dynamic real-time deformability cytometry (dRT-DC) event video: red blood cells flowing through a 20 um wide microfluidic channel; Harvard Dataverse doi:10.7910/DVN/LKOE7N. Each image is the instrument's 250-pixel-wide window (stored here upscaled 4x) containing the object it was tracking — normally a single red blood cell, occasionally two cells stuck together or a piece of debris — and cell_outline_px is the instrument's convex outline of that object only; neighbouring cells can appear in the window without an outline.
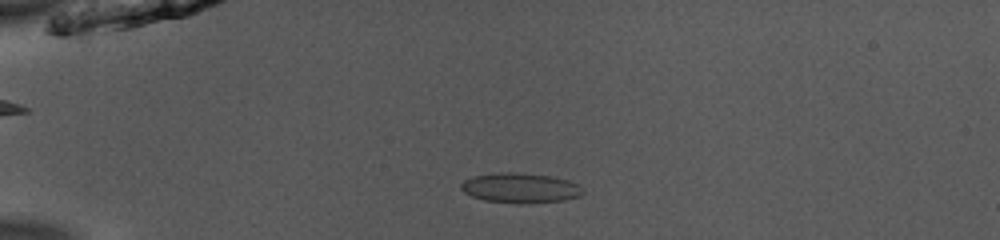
{"species": "common noctule bat (a hibernating species)", "species_latin": "Nyctalus noctula", "temperature_condition": "room temperature", "stored_images_in_passage": 51, "camera_frame_rate_fps": 3000, "um_per_image_px": 0.085, "animal": {"sex": "male", "body_mass_g": 13.0, "forearm_length_mm": 53.1}, "frame": {"image": 1, "passage_image": 13, "time_ms": 4.0, "image_size_px": [1000, 240], "cell_outline_px": [[584, 192], [580, 196], [564, 200], [520, 204], [516, 204], [484, 200], [472, 196], [464, 192], [460, 188], [460, 184], [464, 180], [472, 176], [500, 172], [516, 172], [552, 176], [568, 180], [580, 184]], "centroid_in_image_um": [44.23, 15.97], "position_along_channel_um": 40.8, "area_um2": 21.5}}
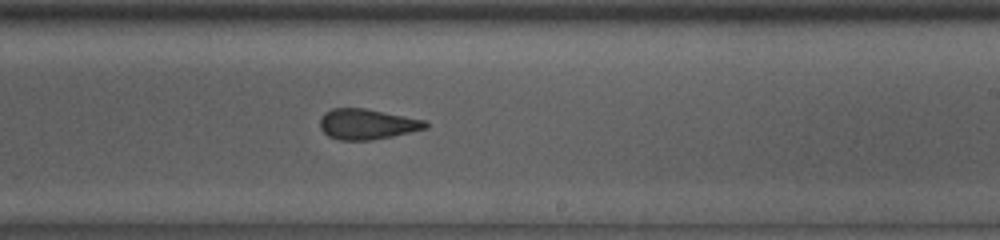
{"frame": {"image": 2, "passage_image": 32, "time_ms": 10.333, "image_size_px": [1000, 240], "cell_outline_px": [[428, 128], [392, 136], [372, 140], [340, 140], [328, 136], [320, 128], [320, 116], [324, 112], [332, 108], [364, 108], [424, 120], [428, 124]], "centroid_in_image_um": [31.16, 10.55], "position_along_channel_um": 257.8, "area_um2": 18.67}}
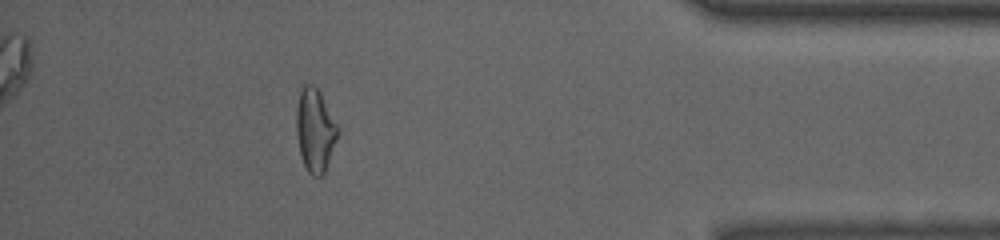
{"frame": {"image": 3, "passage_image": 46, "time_ms": 15.0, "image_size_px": [1000, 240], "cell_outline_px": [[340, 132], [324, 172], [320, 176], [312, 176], [308, 172], [300, 156], [296, 132], [296, 108], [300, 92], [304, 84], [312, 84], [320, 92], [340, 128]], "centroid_in_image_um": [26.79, 11.06], "position_along_channel_um": 408.4, "area_um2": 20.17}, "authors_computed_cell_mechanics": {"area_um2": 20.1722, "velocity_mm_per_s": 3.9811, "shape_relaxation_time_tau1_ms": 3.2386, "shape_relaxation_time_tau2_ms": 1.7606, "deformation_change_tau1": 0.0981, "deformation_change_tau2": 0.1074}}